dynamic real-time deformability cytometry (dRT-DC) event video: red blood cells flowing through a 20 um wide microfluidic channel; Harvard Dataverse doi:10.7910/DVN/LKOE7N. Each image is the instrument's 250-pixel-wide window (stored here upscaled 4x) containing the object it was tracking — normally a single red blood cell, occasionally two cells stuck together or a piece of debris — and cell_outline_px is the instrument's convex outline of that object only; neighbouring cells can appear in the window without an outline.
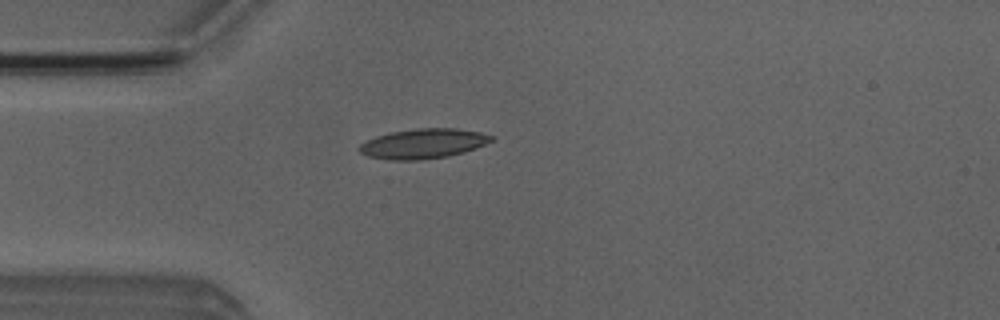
{"species": "Egyptian fruit bat (a non-hibernating species)", "species_latin": "Rousettus aegyptiacus", "temperature_condition": "room temperature", "stored_images_in_passage": 3, "camera_frame_rate_fps": 3000, "um_per_image_px": 0.085, "animal": {"sex": "male"}, "frame": {"image": 1, "passage_image": 2, "time_ms": 1.333, "image_size_px": [1000, 320], "cell_outline_px": [[496, 136], [492, 140], [484, 144], [464, 152], [448, 156], [416, 160], [392, 160], [368, 156], [360, 152], [356, 148], [360, 144], [376, 136], [392, 132], [416, 128], [456, 128], [480, 132]], "centroid_in_image_um": [35.97, 12.2], "position_along_channel_um": 49.0, "area_um2": 22.83}}